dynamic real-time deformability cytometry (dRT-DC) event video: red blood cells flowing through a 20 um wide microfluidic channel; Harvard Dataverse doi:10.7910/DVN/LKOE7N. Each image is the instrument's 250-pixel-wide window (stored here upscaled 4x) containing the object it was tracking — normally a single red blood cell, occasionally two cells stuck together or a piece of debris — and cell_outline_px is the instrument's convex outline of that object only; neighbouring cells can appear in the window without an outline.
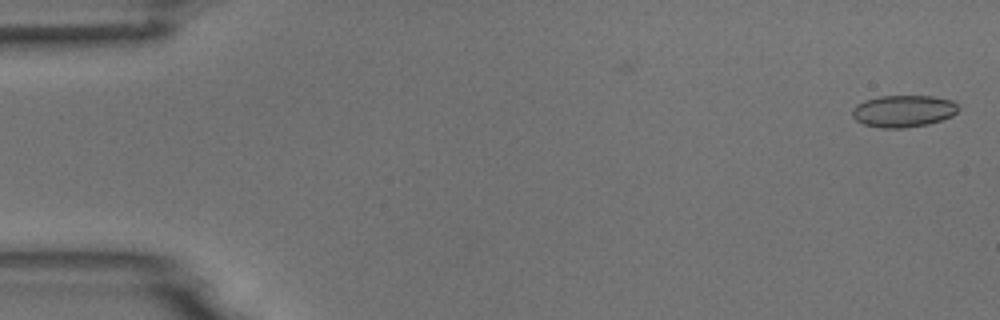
{"species": "common noctule bat (a hibernating species)", "species_latin": "Nyctalus noctula", "temperature_condition": "room temperature", "stored_images_in_passage": 55, "camera_frame_rate_fps": 3000, "um_per_image_px": 0.085, "animal": {"sex": "male", "body_mass_g": 18.8}, "frame": {"image": 1, "passage_image": 1, "time_ms": 0.0, "image_size_px": [1000, 320], "cell_outline_px": [[960, 108], [952, 116], [928, 124], [904, 128], [880, 128], [864, 124], [856, 120], [852, 116], [852, 108], [856, 104], [864, 100], [880, 96], [932, 96], [952, 100]], "centroid_in_image_um": [76.77, 9.44], "position_along_channel_um": 8.2, "area_um2": 19.83}}
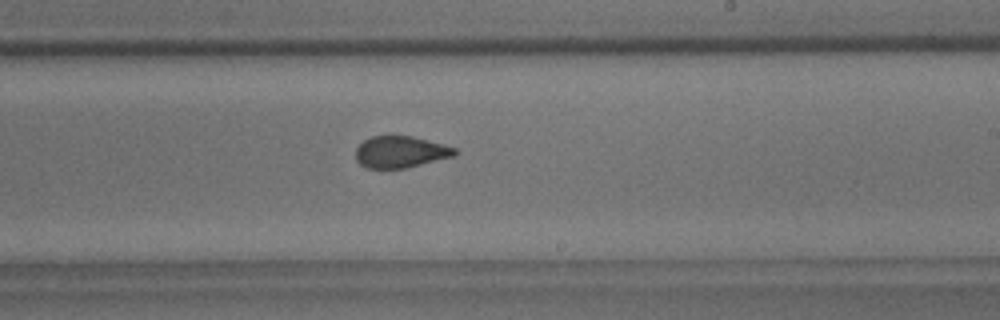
{"frame": {"image": 2, "passage_image": 32, "time_ms": 10.333, "image_size_px": [1000, 320], "cell_outline_px": [[460, 152], [456, 156], [408, 168], [368, 168], [360, 164], [356, 160], [356, 148], [364, 140], [372, 136], [412, 136], [444, 144], [456, 148]], "centroid_in_image_um": [34.1, 12.92], "position_along_channel_um": 254.9, "area_um2": 18.5}}
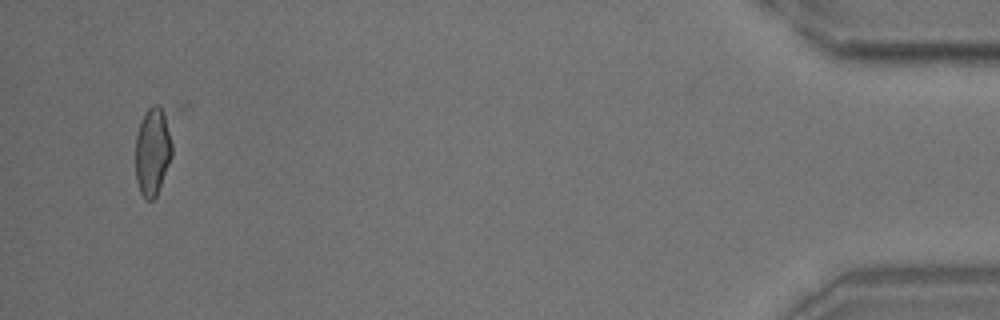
{"frame": {"image": 3, "passage_image": 52, "time_ms": 17.0, "image_size_px": [1000, 320], "cell_outline_px": [[172, 156], [156, 196], [152, 200], [148, 200], [140, 192], [136, 180], [136, 136], [140, 120], [148, 108], [152, 104], [160, 104], [168, 108], [172, 144]], "centroid_in_image_um": [13.01, 12.73], "position_along_channel_um": 422.2, "area_um2": 19.42}, "authors_computed_cell_mechanics": {"area_um2": 19.4208, "velocity_mm_per_s": 3.7051, "shape_relaxation_time_tau1_ms": 8.749, "shape_relaxation_time_tau2_ms": 1.2154, "deformation_change_tau1": 0.1632, "deformation_change_tau2": 0.0655}}